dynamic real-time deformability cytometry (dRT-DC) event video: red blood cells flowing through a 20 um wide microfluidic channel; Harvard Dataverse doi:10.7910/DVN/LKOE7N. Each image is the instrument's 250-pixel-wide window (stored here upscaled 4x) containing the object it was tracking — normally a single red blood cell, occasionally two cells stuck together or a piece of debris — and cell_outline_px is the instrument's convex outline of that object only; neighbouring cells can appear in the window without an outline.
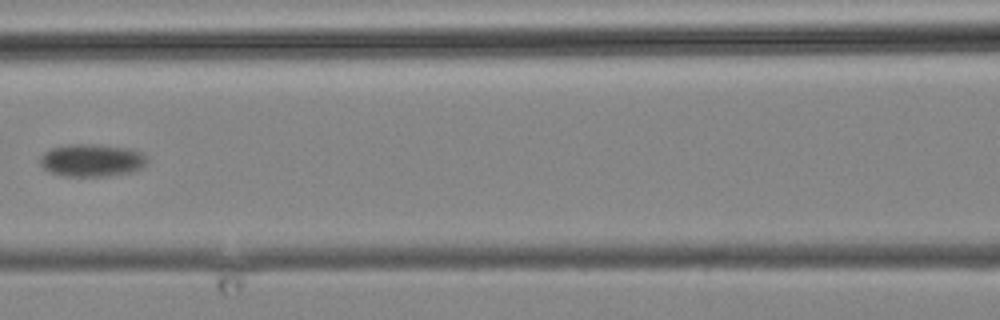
{"species": "common noctule bat (a hibernating species)", "species_latin": "Nyctalus noctula", "temperature_condition": "cold", "stored_images_in_passage": 18, "camera_frame_rate_fps": 3000, "um_per_image_px": 0.085, "animal": {"sex": "male", "body_mass_g": 19.2, "forearm_length_mm": 51.8}, "frame": {"image": 1, "passage_image": 18, "time_ms": 20.667, "image_size_px": [1000, 320], "cell_outline_px": [[148, 160], [140, 168], [132, 172], [104, 176], [64, 176], [52, 172], [44, 168], [40, 164], [40, 156], [44, 152], [52, 148], [68, 144], [96, 144], [128, 148], [140, 152], [148, 156]], "centroid_in_image_um": [7.8, 13.61], "position_along_channel_um": 158.8, "area_um2": 20.29}}